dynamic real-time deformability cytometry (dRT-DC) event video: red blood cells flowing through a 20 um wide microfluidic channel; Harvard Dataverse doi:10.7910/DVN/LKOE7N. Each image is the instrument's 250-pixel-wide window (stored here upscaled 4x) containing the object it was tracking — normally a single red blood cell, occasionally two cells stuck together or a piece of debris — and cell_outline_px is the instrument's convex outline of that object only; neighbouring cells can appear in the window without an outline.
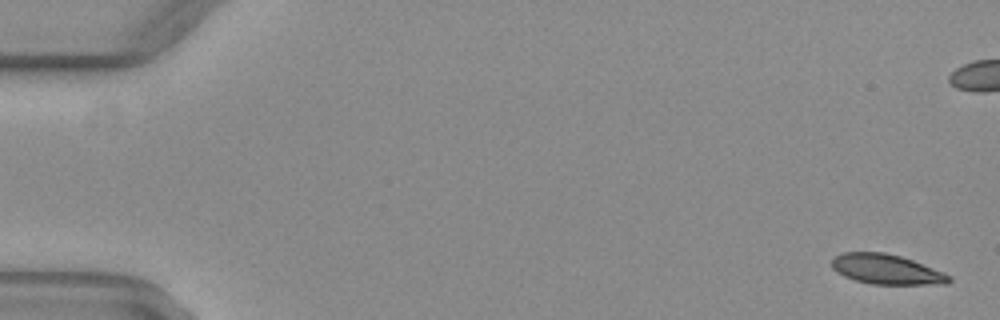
{"species": "common noctule bat (a hibernating species)", "species_latin": "Nyctalus noctula", "temperature_condition": "warm", "stored_images_in_passage": 53, "camera_frame_rate_fps": 3000, "um_per_image_px": 0.085, "animal": {"sex": "female", "body_mass_g": 29.2, "forearm_length_mm": 56.3}, "frame": {"image": 1, "passage_image": 2, "time_ms": 0.333, "image_size_px": [1000, 320], "cell_outline_px": [[952, 280], [948, 284], [872, 284], [856, 280], [844, 276], [836, 272], [832, 268], [832, 256], [844, 252], [884, 252], [900, 256], [912, 260], [944, 272], [952, 276]], "centroid_in_image_um": [75.35, 22.89], "position_along_channel_um": 9.7, "area_um2": 20.52}}
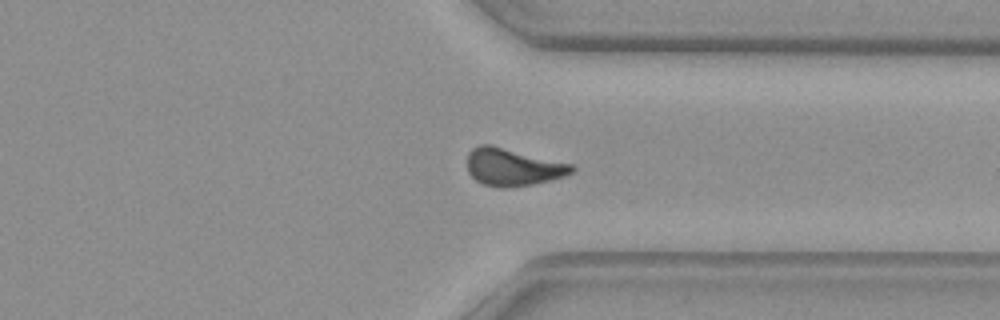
{"frame": {"image": 2, "passage_image": 40, "time_ms": 13.0, "image_size_px": [1000, 320], "cell_outline_px": [[576, 168], [572, 172], [564, 176], [552, 180], [532, 184], [504, 188], [500, 188], [484, 184], [476, 180], [468, 172], [468, 152], [472, 148], [480, 144], [492, 144], [572, 164]], "centroid_in_image_um": [43.59, 14.19], "position_along_channel_um": 367.8, "area_um2": 22.89}}
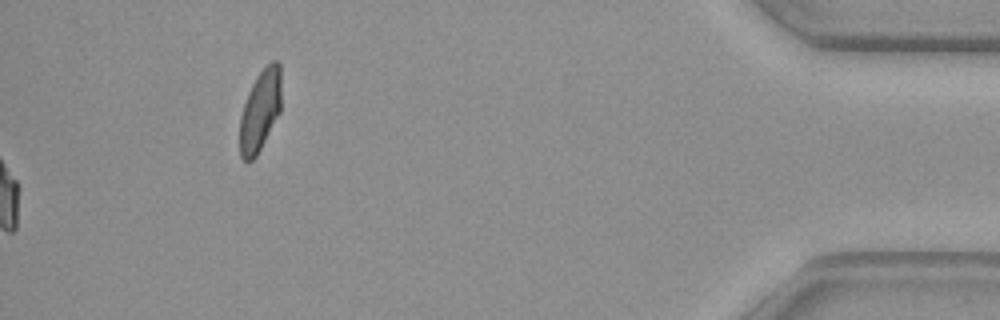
{"frame": {"image": 3, "passage_image": 53, "time_ms": 17.333, "image_size_px": [1000, 320], "cell_outline_px": [[280, 112], [256, 156], [252, 160], [244, 160], [240, 156], [240, 116], [248, 92], [256, 76], [272, 60], [276, 60], [280, 64]], "centroid_in_image_um": [22.1, 9.38], "position_along_channel_um": 413.1, "area_um2": 19.36}, "authors_computed_cell_mechanics": {"area_um2": 22.1952, "velocity_mm_per_s": 4.065, "shape_relaxation_time_tau1_ms": null, "shape_relaxation_time_tau2_ms": 5.0048, "deformation_change_tau1": null, "deformation_change_tau2": 0.1245}}